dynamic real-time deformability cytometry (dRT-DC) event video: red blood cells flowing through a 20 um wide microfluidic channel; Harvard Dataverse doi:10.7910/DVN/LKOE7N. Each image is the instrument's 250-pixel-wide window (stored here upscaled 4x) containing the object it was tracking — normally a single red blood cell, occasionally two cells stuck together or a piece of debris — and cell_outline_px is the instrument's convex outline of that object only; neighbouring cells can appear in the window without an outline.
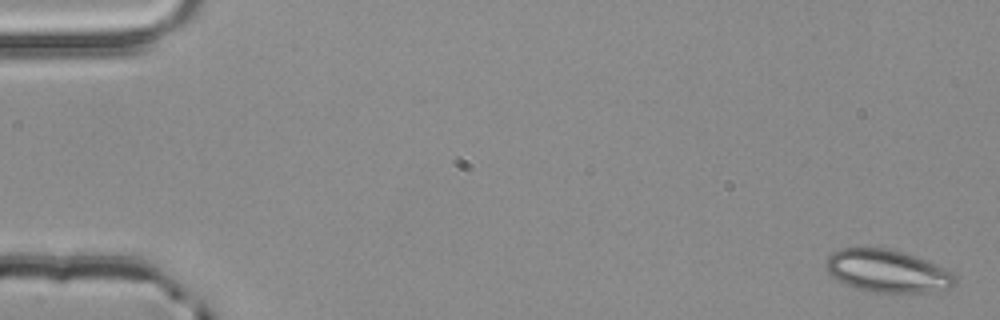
{"species": "common noctule bat (a hibernating species)", "species_latin": "Nyctalus noctula", "temperature_condition": "room temperature", "stored_images_in_passage": 4, "camera_frame_rate_fps": 3000, "um_per_image_px": 0.085, "animal": {"sex": "male", "body_mass_g": 20.4}, "frame": {"image": 1, "passage_image": 1, "time_ms": 0.0, "image_size_px": [1000, 320], "cell_outline_px": [[956, 284], [952, 288], [924, 292], [868, 292], [836, 280], [828, 272], [824, 264], [824, 260], [832, 252], [840, 248], [884, 248], [900, 252], [924, 260], [956, 276]], "centroid_in_image_um": [75.34, 23.05], "position_along_channel_um": 9.7, "area_um2": 31.56}}